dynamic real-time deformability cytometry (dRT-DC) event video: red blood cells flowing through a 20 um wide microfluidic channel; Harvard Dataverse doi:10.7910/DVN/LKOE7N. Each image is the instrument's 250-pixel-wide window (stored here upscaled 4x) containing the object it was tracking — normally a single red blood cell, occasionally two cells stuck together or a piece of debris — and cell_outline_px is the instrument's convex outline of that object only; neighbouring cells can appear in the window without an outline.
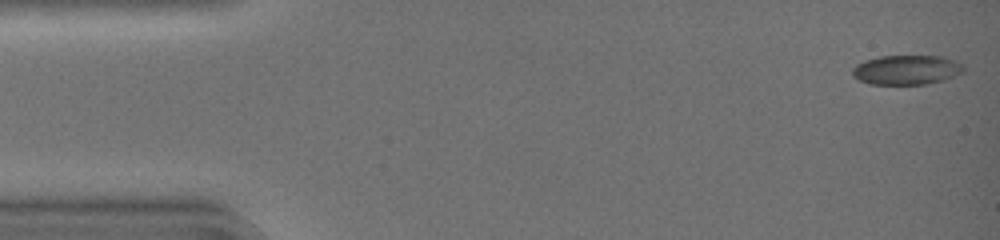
{"species": "common noctule bat (a hibernating species)", "species_latin": "Nyctalus noctula", "temperature_condition": "warm", "stored_images_in_passage": 34, "camera_frame_rate_fps": 3000, "um_per_image_px": 0.085, "animal": {"sex": "female", "body_mass_g": 19.0, "forearm_length_mm": 51.5}, "frame": {"image": 1, "passage_image": 1, "time_ms": 0.0, "image_size_px": [1000, 240], "cell_outline_px": [[964, 68], [960, 72], [944, 80], [924, 84], [868, 84], [852, 76], [852, 68], [856, 64], [864, 60], [880, 56], [944, 56], [964, 64]], "centroid_in_image_um": [77.02, 5.93], "position_along_channel_um": 8.0, "area_um2": 19.13}}
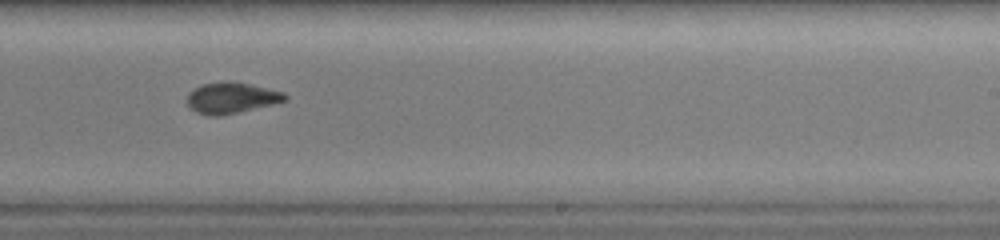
{"frame": {"image": 2, "passage_image": 28, "time_ms": 9.0, "image_size_px": [1000, 240], "cell_outline_px": [[288, 100], [272, 104], [220, 116], [208, 116], [196, 112], [188, 104], [188, 92], [200, 84], [252, 84], [284, 92], [288, 96]], "centroid_in_image_um": [19.69, 8.35], "position_along_channel_um": 269.3, "area_um2": 17.05}}
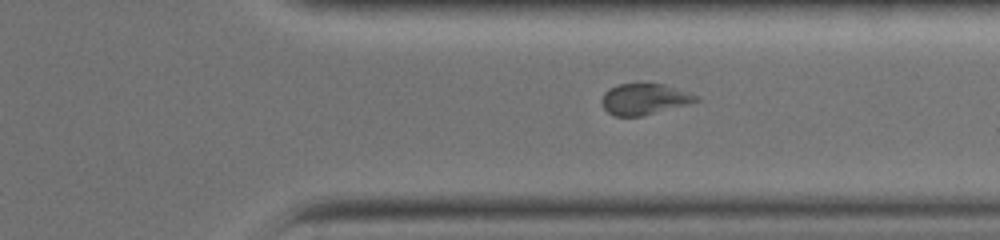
{"frame": {"image": 3, "passage_image": 34, "time_ms": 11.0, "image_size_px": [1000, 240], "cell_outline_px": [[700, 100], [688, 104], [644, 116], [616, 116], [608, 112], [600, 104], [600, 100], [604, 92], [608, 88], [616, 84], [664, 84], [700, 96]], "centroid_in_image_um": [54.74, 8.43], "position_along_channel_um": 356.7, "area_um2": 17.22}}